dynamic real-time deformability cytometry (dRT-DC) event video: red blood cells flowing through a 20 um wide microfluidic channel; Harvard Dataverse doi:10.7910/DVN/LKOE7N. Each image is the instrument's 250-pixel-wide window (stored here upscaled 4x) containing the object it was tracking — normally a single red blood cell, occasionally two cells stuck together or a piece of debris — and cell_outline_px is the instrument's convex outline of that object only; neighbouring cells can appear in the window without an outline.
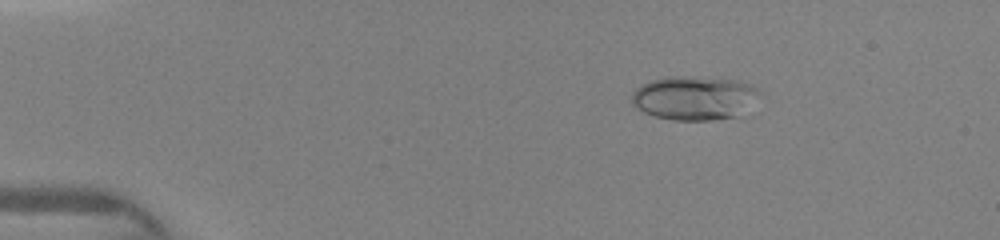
{"species": "human", "species_latin": "Homo sapiens", "temperature_condition": "warm", "stored_images_in_passage": 13, "camera_frame_rate_fps": 3000, "um_per_image_px": 0.085, "donor": {"sex": "female"}, "frame": {"image": 1, "passage_image": 3, "time_ms": 1.333, "image_size_px": [1000, 240], "cell_outline_px": [[760, 92], [740, 116], [712, 120], [672, 120], [656, 116], [644, 112], [636, 108], [632, 104], [632, 92], [640, 84], [652, 80], [668, 76], [680, 76], [732, 80], [748, 84], [760, 88]], "centroid_in_image_um": [58.97, 8.33], "position_along_channel_um": 26.0, "area_um2": 32.48}}
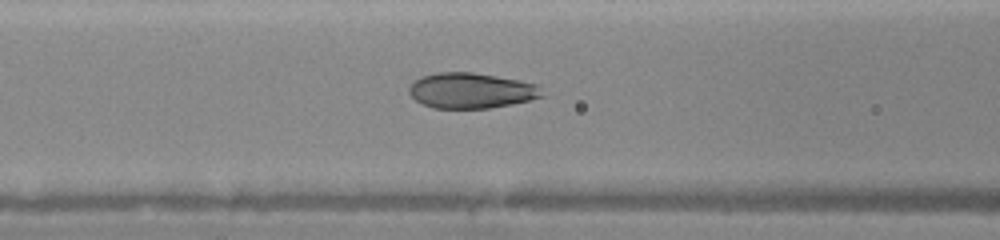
{"frame": {"image": 2, "passage_image": 10, "time_ms": 5.333, "image_size_px": [1000, 240], "cell_outline_px": [[544, 96], [512, 104], [488, 108], [432, 108], [420, 104], [408, 92], [408, 88], [420, 76], [440, 72], [472, 72], [520, 80], [536, 84]], "centroid_in_image_um": [40.01, 7.7], "position_along_channel_um": 126.6, "area_um2": 27.4}}
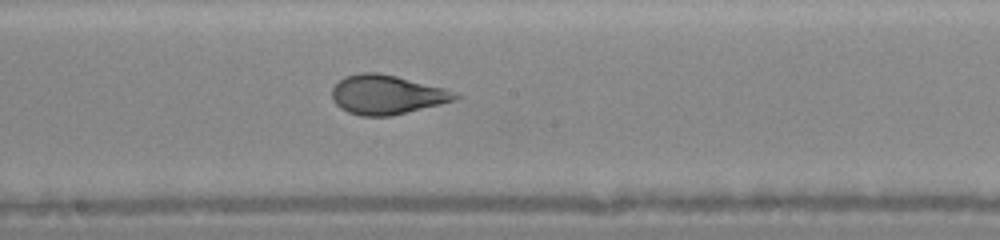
{"frame": {"image": 3, "passage_image": 13, "time_ms": 7.333, "image_size_px": [1000, 240], "cell_outline_px": [[464, 96], [456, 100], [392, 116], [360, 116], [348, 112], [340, 108], [332, 100], [332, 88], [344, 76], [360, 72], [380, 72], [444, 88]], "centroid_in_image_um": [32.87, 8.05], "position_along_channel_um": 215.3, "area_um2": 28.32}}